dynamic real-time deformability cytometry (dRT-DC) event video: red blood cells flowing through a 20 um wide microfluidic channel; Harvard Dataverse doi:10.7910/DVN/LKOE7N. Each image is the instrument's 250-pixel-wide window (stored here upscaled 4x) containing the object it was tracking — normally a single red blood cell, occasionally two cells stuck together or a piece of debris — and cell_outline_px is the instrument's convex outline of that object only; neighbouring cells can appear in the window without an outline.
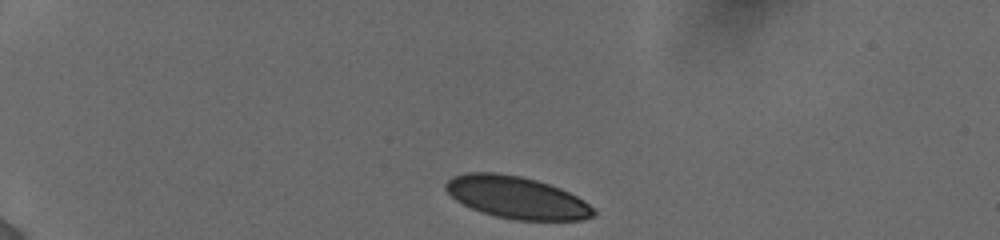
{"species": "human", "species_latin": "Homo sapiens", "temperature_condition": "cold", "stored_images_in_passage": 6, "camera_frame_rate_fps": 3000, "um_per_image_px": 0.085, "donor": {"sex": "female"}, "frame": {"image": 1, "passage_image": 1, "time_ms": 0.0, "image_size_px": [1000, 240], "cell_outline_px": [[596, 216], [584, 220], [516, 220], [496, 216], [480, 212], [456, 200], [444, 188], [444, 184], [452, 176], [464, 172], [496, 172], [520, 176], [536, 180], [560, 188], [584, 200], [596, 212]], "centroid_in_image_um": [43.91, 16.78], "position_along_channel_um": 41.1, "area_um2": 36.36}}